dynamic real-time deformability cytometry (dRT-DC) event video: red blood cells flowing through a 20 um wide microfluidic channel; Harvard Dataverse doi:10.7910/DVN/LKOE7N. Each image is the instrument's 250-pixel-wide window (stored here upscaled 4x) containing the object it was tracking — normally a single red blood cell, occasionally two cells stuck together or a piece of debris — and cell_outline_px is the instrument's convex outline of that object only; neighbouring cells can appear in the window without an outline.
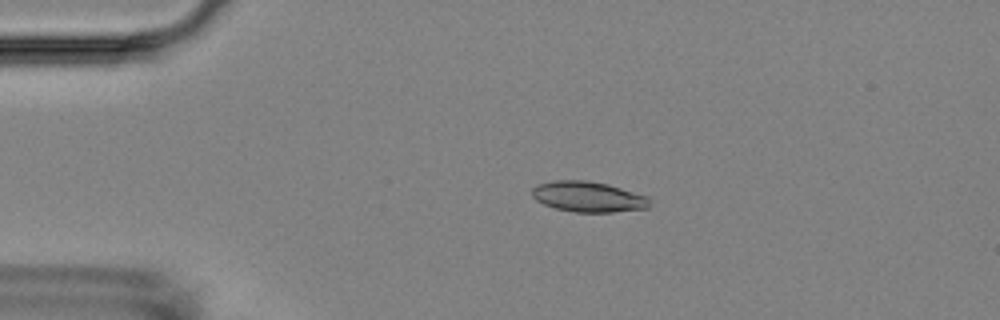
{"species": "Egyptian fruit bat (a non-hibernating species)", "species_latin": "Rousettus aegyptiacus", "temperature_condition": "room temperature", "stored_images_in_passage": 4, "camera_frame_rate_fps": 3000, "um_per_image_px": 0.085, "animal": {"sex": "female"}, "frame": {"image": 1, "passage_image": 4, "time_ms": 3.667, "image_size_px": [1000, 320], "cell_outline_px": [[648, 208], [612, 212], [576, 212], [556, 208], [544, 204], [536, 200], [532, 196], [532, 188], [536, 184], [556, 180], [584, 180], [608, 184], [648, 196]], "centroid_in_image_um": [49.97, 16.71], "position_along_channel_um": 35.0, "area_um2": 20.81}}